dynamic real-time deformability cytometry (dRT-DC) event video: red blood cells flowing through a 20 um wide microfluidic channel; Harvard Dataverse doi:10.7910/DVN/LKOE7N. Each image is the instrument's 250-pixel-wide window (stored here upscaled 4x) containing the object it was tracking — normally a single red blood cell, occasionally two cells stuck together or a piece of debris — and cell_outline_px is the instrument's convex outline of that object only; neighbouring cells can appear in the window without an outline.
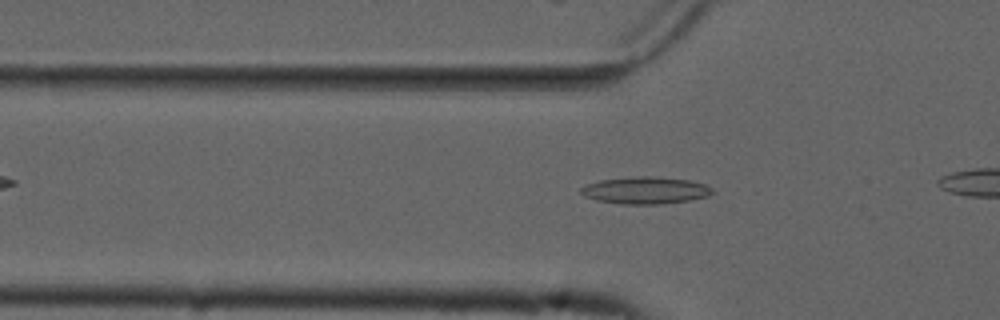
{"species": "common noctule bat (a hibernating species)", "species_latin": "Nyctalus noctula", "temperature_condition": "cold", "stored_images_in_passage": 19, "camera_frame_rate_fps": 3000, "um_per_image_px": 0.085, "animal": {"sex": "male", "forearm_length_mm": 52.5}, "frame": {"image": 1, "passage_image": 6, "time_ms": 1.667, "image_size_px": [1000, 320], "cell_outline_px": [[712, 192], [708, 196], [692, 200], [660, 204], [620, 204], [596, 200], [584, 196], [580, 192], [580, 188], [588, 184], [600, 180], [636, 176], [648, 176], [688, 180], [704, 184], [712, 188]], "centroid_in_image_um": [54.84, 16.19], "position_along_channel_um": 71.0, "area_um2": 20.63}}
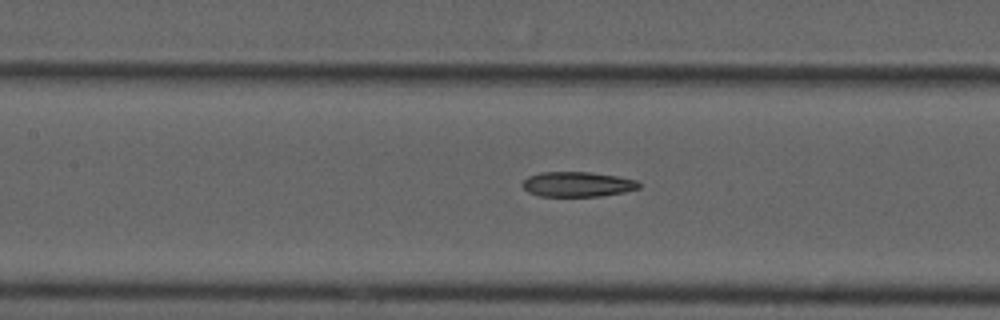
{"frame": {"image": 2, "passage_image": 13, "time_ms": 4.0, "image_size_px": [1000, 320], "cell_outline_px": [[640, 188], [624, 192], [600, 196], [540, 196], [528, 192], [524, 188], [524, 180], [528, 176], [540, 172], [588, 172], [616, 176], [636, 180], [640, 184]], "centroid_in_image_um": [49.09, 15.66], "position_along_channel_um": 158.3, "area_um2": 16.82}}
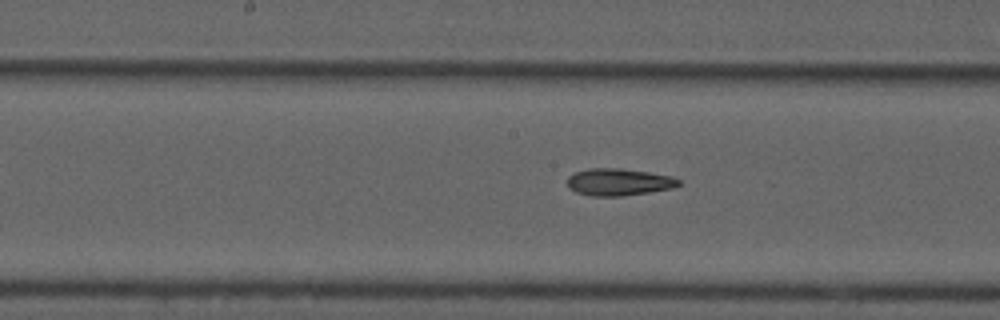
{"frame": {"image": 3, "passage_image": 16, "time_ms": 5.0, "image_size_px": [1000, 320], "cell_outline_px": [[680, 184], [672, 188], [648, 192], [620, 196], [592, 196], [576, 192], [568, 188], [568, 176], [576, 172], [588, 168], [620, 168], [648, 172], [672, 176], [680, 180]], "centroid_in_image_um": [52.57, 15.47], "position_along_channel_um": 195.6, "area_um2": 17.51}}